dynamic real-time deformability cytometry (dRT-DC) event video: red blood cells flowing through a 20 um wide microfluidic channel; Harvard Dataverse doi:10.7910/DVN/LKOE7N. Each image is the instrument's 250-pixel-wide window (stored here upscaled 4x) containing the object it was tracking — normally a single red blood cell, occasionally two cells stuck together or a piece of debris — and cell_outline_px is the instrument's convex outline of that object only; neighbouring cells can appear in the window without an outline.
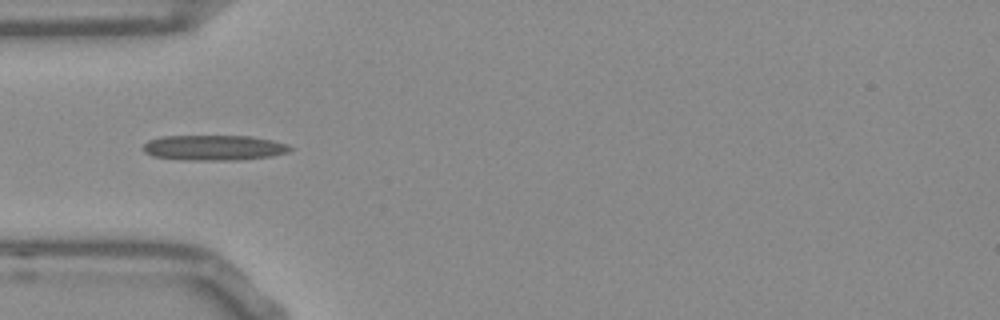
{"species": "Egyptian fruit bat (a non-hibernating species)", "species_latin": "Rousettus aegyptiacus", "temperature_condition": "room temperature", "stored_images_in_passage": 38, "camera_frame_rate_fps": 3000, "um_per_image_px": 0.085, "frame": {"image": 1, "passage_image": 1, "time_ms": 0.0, "image_size_px": [1000, 320], "cell_outline_px": [[292, 148], [288, 152], [268, 156], [236, 160], [184, 160], [152, 156], [144, 152], [144, 144], [148, 140], [164, 136], [252, 136], [272, 140], [288, 144]], "centroid_in_image_um": [18.16, 12.55], "position_along_channel_um": 66.8, "area_um2": 21.56}}
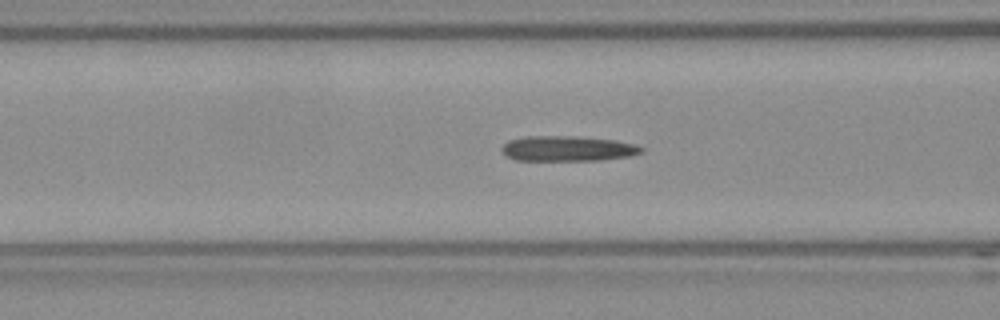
{"frame": {"image": 2, "passage_image": 5, "time_ms": 1.333, "image_size_px": [1000, 320], "cell_outline_px": [[644, 148], [640, 152], [628, 156], [600, 160], [516, 160], [508, 156], [500, 148], [508, 140], [528, 136], [572, 136], [616, 140], [632, 144]], "centroid_in_image_um": [48.21, 12.62], "position_along_channel_um": 118.4, "area_um2": 20.23}}
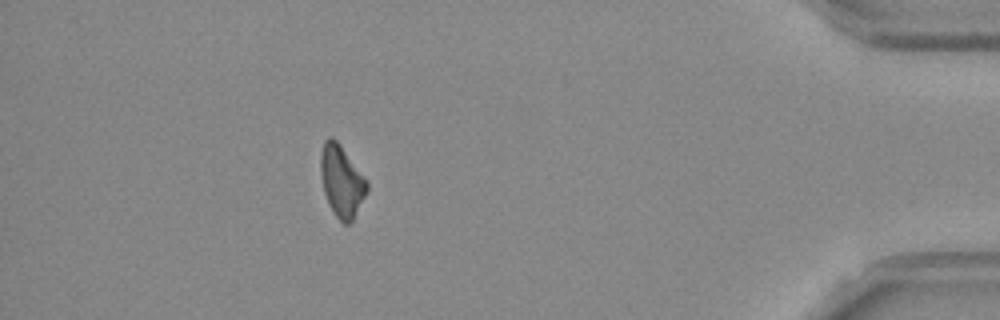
{"frame": {"image": 3, "passage_image": 32, "time_ms": 10.333, "image_size_px": [1000, 320], "cell_outline_px": [[368, 188], [352, 220], [348, 224], [344, 224], [336, 216], [328, 204], [324, 192], [320, 172], [320, 152], [324, 140], [328, 136], [332, 136], [340, 144], [368, 184]], "centroid_in_image_um": [28.98, 15.36], "position_along_channel_um": 406.2, "area_um2": 18.9}}